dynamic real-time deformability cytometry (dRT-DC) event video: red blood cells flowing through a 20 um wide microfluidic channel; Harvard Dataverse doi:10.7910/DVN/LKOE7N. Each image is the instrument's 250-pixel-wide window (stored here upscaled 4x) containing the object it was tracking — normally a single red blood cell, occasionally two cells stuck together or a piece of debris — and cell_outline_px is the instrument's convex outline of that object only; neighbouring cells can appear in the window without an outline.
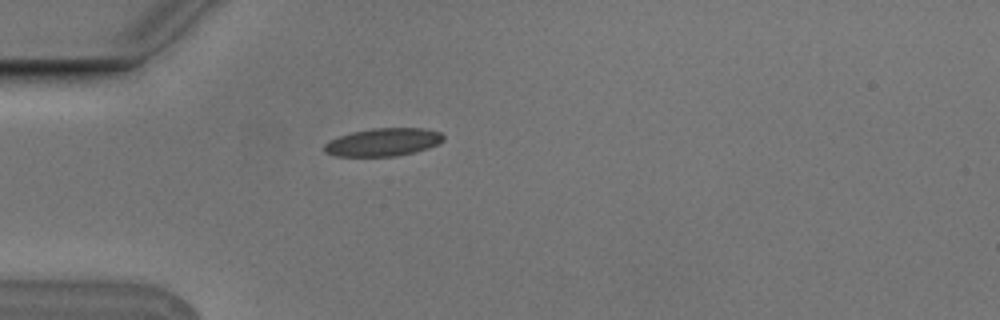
{"species": "Egyptian fruit bat (a non-hibernating species)", "species_latin": "Rousettus aegyptiacus", "temperature_condition": "cold", "stored_images_in_passage": 2, "camera_frame_rate_fps": 3000, "um_per_image_px": 0.085, "animal": {"sex": "male"}, "frame": {"image": 1, "passage_image": 1, "time_ms": 0.0, "image_size_px": [1000, 320], "cell_outline_px": [[444, 140], [440, 144], [416, 152], [396, 156], [336, 156], [324, 152], [324, 144], [328, 140], [352, 132], [372, 128], [424, 128], [440, 132], [444, 136]], "centroid_in_image_um": [32.59, 12.08], "position_along_channel_um": 52.4, "area_um2": 19.54}}